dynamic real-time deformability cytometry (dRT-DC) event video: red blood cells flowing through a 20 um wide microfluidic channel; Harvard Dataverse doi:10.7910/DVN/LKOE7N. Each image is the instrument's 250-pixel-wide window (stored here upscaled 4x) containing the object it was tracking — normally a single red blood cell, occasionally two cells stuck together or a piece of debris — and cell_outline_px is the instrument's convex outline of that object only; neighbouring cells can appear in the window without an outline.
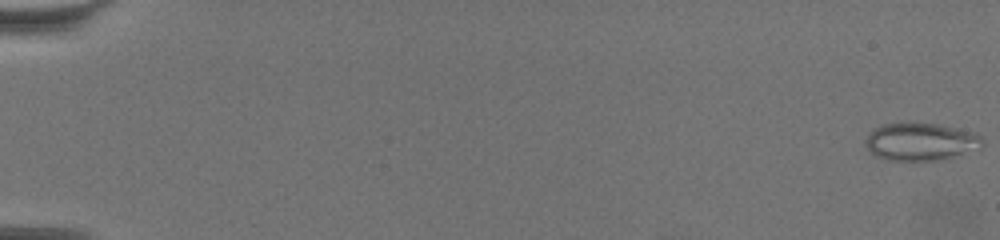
{"species": "common noctule bat (a hibernating species)", "species_latin": "Nyctalus noctula", "temperature_condition": "warm", "stored_images_in_passage": 64, "camera_frame_rate_fps": 3000, "um_per_image_px": 0.085, "animal": {"sex": "female", "body_mass_g": 19.5, "forearm_length_mm": 54.1}, "frame": {"image": 1, "passage_image": 1, "time_ms": 0.0, "image_size_px": [1000, 240], "cell_outline_px": [[984, 144], [980, 148], [936, 160], [884, 160], [876, 156], [864, 144], [864, 140], [868, 132], [884, 124], [936, 124], [976, 132], [984, 140]], "centroid_in_image_um": [78.24, 12.05], "position_along_channel_um": 6.8, "area_um2": 25.26}}
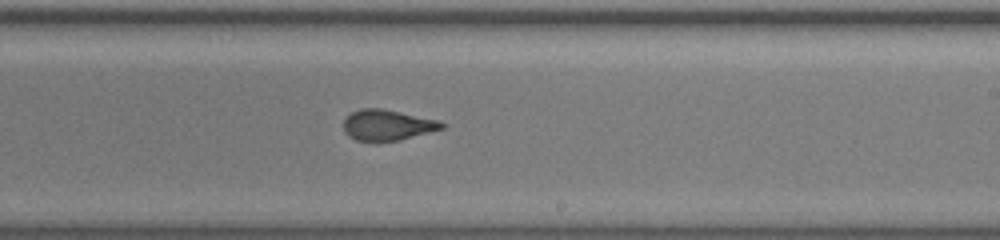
{"frame": {"image": 2, "passage_image": 41, "time_ms": 13.333, "image_size_px": [1000, 240], "cell_outline_px": [[448, 124], [444, 128], [400, 140], [356, 140], [348, 136], [344, 132], [344, 120], [352, 112], [360, 108], [380, 108], [436, 120]], "centroid_in_image_um": [32.92, 10.62], "position_along_channel_um": 256.1, "area_um2": 17.22}}
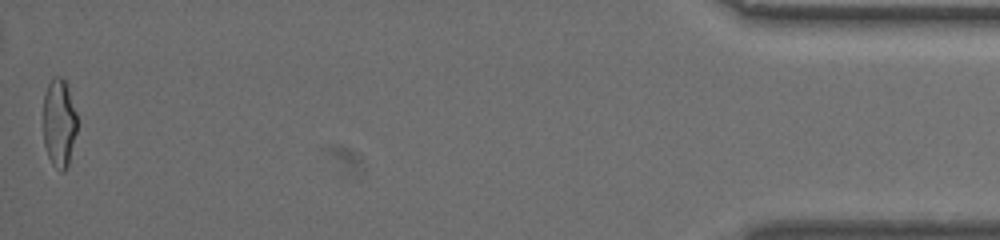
{"frame": {"image": 3, "passage_image": 64, "time_ms": 21.0, "image_size_px": [1000, 240], "cell_outline_px": [[76, 132], [68, 164], [64, 172], [60, 172], [52, 164], [48, 156], [44, 144], [44, 96], [48, 84], [52, 76], [60, 76], [68, 84], [76, 112]], "centroid_in_image_um": [5.02, 10.42], "position_along_channel_um": 430.2, "area_um2": 17.46}, "authors_computed_cell_mechanics": {"area_um2": 18.6983, "velocity_mm_per_s": 3.3784, "shape_relaxation_time_tau1_ms": 8.6113, "shape_relaxation_time_tau2_ms": 1.2018, "deformation_change_tau1": 0.1964, "deformation_change_tau2": 0.0763}}